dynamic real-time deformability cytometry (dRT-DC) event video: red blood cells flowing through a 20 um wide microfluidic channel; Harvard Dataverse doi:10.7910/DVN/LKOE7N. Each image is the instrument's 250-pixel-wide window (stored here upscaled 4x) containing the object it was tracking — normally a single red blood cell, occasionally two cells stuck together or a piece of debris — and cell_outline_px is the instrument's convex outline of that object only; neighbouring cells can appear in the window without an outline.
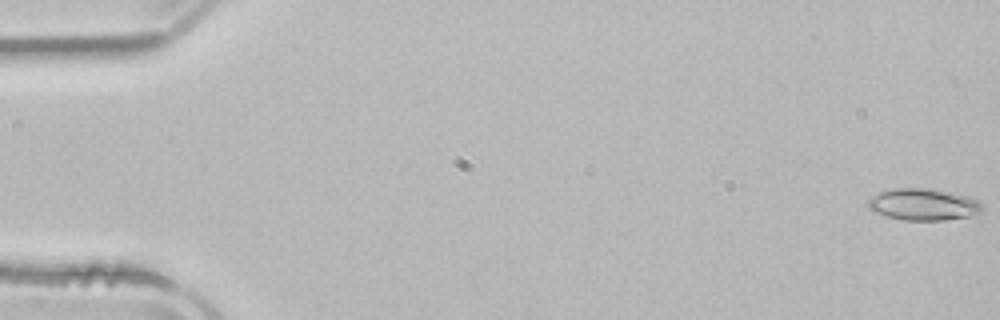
{"species": "common noctule bat (a hibernating species)", "species_latin": "Nyctalus noctula", "temperature_condition": "room temperature", "stored_images_in_passage": 7, "camera_frame_rate_fps": 3000, "um_per_image_px": 0.085, "animal": {"sex": "male", "body_mass_g": 21.5, "forearm_length_mm": 52.0}, "frame": {"image": 1, "passage_image": 1, "time_ms": 0.0, "image_size_px": [1000, 320], "cell_outline_px": [[984, 212], [968, 216], [944, 220], [904, 220], [884, 216], [872, 212], [868, 208], [868, 200], [872, 196], [880, 192], [896, 188], [932, 188], [952, 192], [968, 196], [976, 200], [984, 208]], "centroid_in_image_um": [78.47, 17.38], "position_along_channel_um": 6.5, "area_um2": 21.33}}
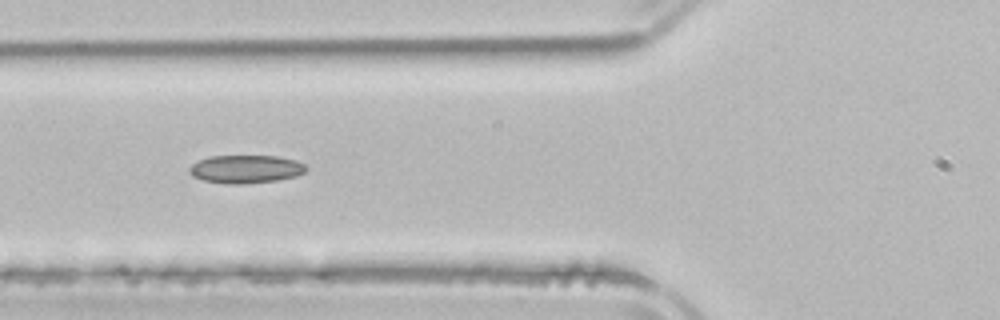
{"frame": {"image": 2, "passage_image": 6, "time_ms": 6.333, "image_size_px": [1000, 320], "cell_outline_px": [[308, 168], [304, 172], [296, 176], [276, 180], [240, 184], [232, 184], [204, 180], [192, 176], [188, 172], [188, 168], [192, 164], [200, 160], [212, 156], [276, 156], [296, 160], [304, 164]], "centroid_in_image_um": [20.89, 14.37], "position_along_channel_um": 104.9, "area_um2": 18.96}}
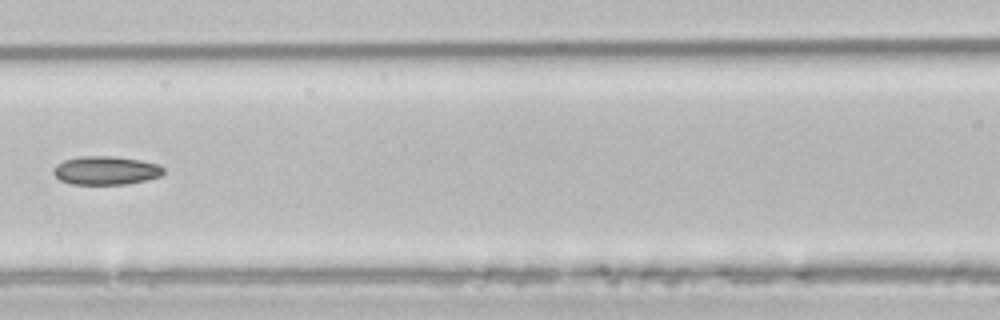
{"frame": {"image": 3, "passage_image": 7, "time_ms": 7.667, "image_size_px": [1000, 320], "cell_outline_px": [[164, 172], [160, 176], [144, 180], [124, 184], [72, 184], [60, 180], [52, 172], [52, 168], [56, 164], [64, 160], [80, 156], [112, 156], [140, 160], [156, 164], [164, 168]], "centroid_in_image_um": [8.95, 14.48], "position_along_channel_um": 157.7, "area_um2": 18.21}}